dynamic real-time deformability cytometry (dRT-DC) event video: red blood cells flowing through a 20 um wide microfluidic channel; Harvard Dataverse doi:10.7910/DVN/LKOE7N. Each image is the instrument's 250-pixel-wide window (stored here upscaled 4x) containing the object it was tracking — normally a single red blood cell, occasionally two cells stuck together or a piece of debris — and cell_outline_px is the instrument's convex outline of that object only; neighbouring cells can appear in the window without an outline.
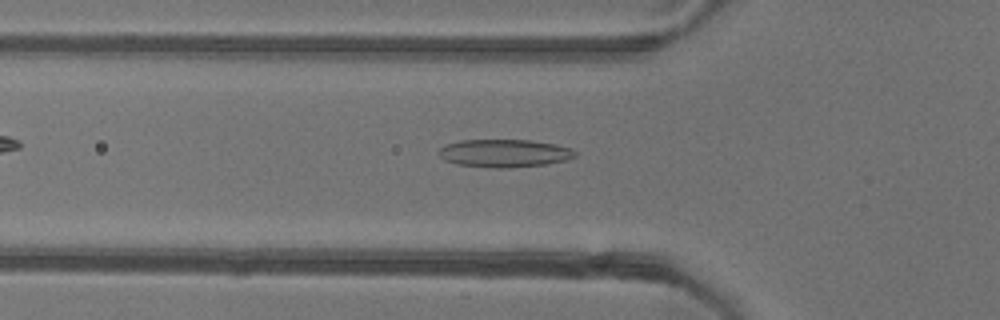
{"species": "common noctule bat (a hibernating species)", "species_latin": "Nyctalus noctula", "temperature_condition": "warm", "stored_images_in_passage": 45, "camera_frame_rate_fps": 3000, "um_per_image_px": 0.085, "animal": {"sex": "female"}, "frame": {"image": 1, "passage_image": 10, "time_ms": 3.0, "image_size_px": [1000, 320], "cell_outline_px": [[576, 156], [564, 160], [548, 164], [508, 168], [496, 168], [456, 164], [444, 160], [440, 156], [440, 148], [444, 144], [460, 140], [532, 140], [556, 144], [572, 148], [576, 152]], "centroid_in_image_um": [42.88, 13.02], "position_along_channel_um": 82.9, "area_um2": 22.25}}
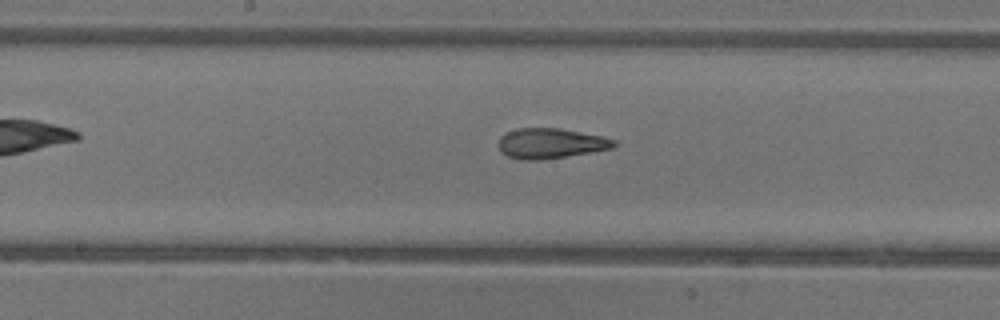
{"frame": {"image": 2, "passage_image": 19, "time_ms": 6.0, "image_size_px": [1000, 320], "cell_outline_px": [[616, 144], [612, 148], [540, 160], [524, 160], [508, 156], [500, 152], [500, 136], [504, 132], [520, 128], [560, 128], [600, 136], [616, 140]], "centroid_in_image_um": [46.76, 12.18], "position_along_channel_um": 201.4, "area_um2": 20.0}}
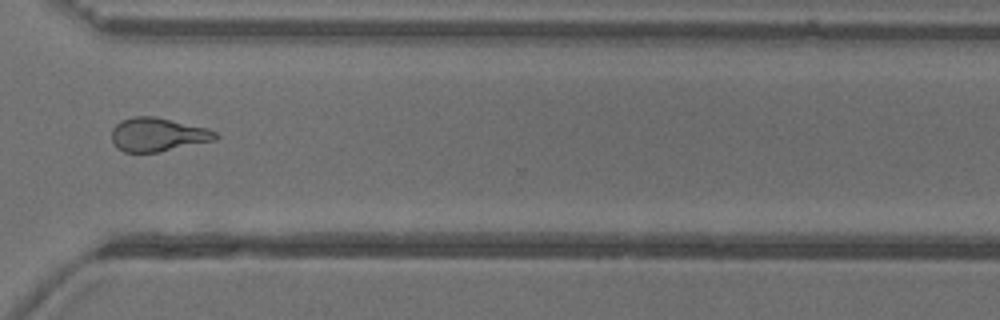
{"frame": {"image": 3, "passage_image": 31, "time_ms": 10.0, "image_size_px": [1000, 320], "cell_outline_px": [[220, 136], [216, 140], [160, 152], [124, 152], [116, 148], [112, 140], [112, 128], [120, 120], [132, 116], [152, 116], [208, 128], [216, 132]], "centroid_in_image_um": [13.41, 11.44], "position_along_channel_um": 357.2, "area_um2": 20.52}, "authors_computed_cell_mechanics": {"area_um2": 20.6924, "velocity_mm_per_s": 3.9061, "shape_relaxation_time_tau1_ms": 6.1539, "shape_relaxation_time_tau2_ms": 1.3702, "deformation_change_tau1": 0.1921, "deformation_change_tau2": 0.1003}}